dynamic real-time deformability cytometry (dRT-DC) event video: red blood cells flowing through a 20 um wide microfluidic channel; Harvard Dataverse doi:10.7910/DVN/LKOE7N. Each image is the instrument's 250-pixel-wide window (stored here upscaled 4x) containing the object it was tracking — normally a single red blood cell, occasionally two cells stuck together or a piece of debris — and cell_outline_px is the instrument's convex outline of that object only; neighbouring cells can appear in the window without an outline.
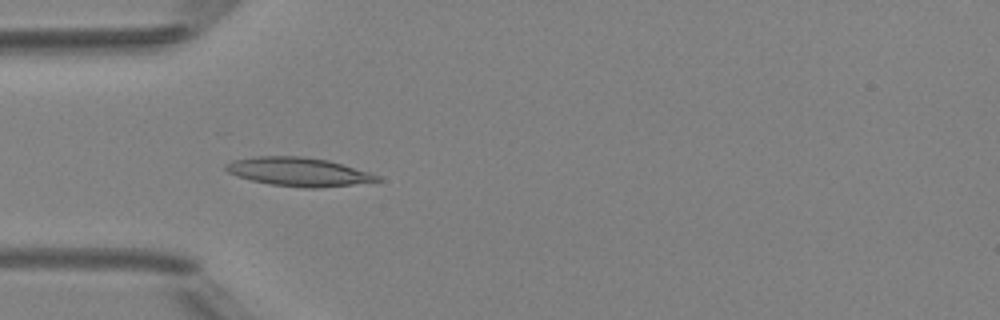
{"species": "Egyptian fruit bat (a non-hibernating species)", "species_latin": "Rousettus aegyptiacus", "temperature_condition": "room temperature", "stored_images_in_passage": 43, "camera_frame_rate_fps": 3000, "um_per_image_px": 0.085, "animal": {"sex": "female"}, "frame": {"image": 1, "passage_image": 9, "time_ms": 2.667, "image_size_px": [1000, 320], "cell_outline_px": [[380, 180], [352, 184], [316, 188], [304, 188], [272, 184], [252, 180], [236, 176], [228, 172], [224, 168], [224, 164], [232, 160], [256, 156], [304, 156], [328, 160], [368, 172], [380, 176]], "centroid_in_image_um": [25.31, 14.59], "position_along_channel_um": 59.7, "area_um2": 25.03}}
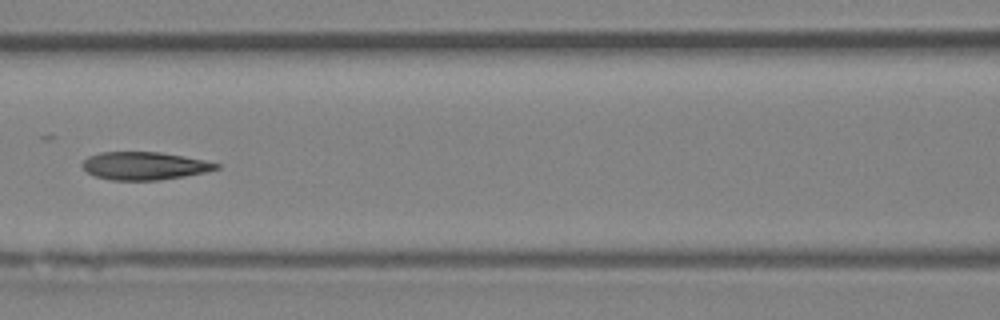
{"frame": {"image": 2, "passage_image": 16, "time_ms": 5.0, "image_size_px": [1000, 320], "cell_outline_px": [[220, 168], [204, 172], [184, 176], [160, 180], [112, 180], [96, 176], [88, 172], [80, 164], [88, 156], [100, 152], [160, 152], [184, 156], [204, 160], [220, 164]], "centroid_in_image_um": [12.27, 14.09], "position_along_channel_um": 154.3, "area_um2": 21.68}}
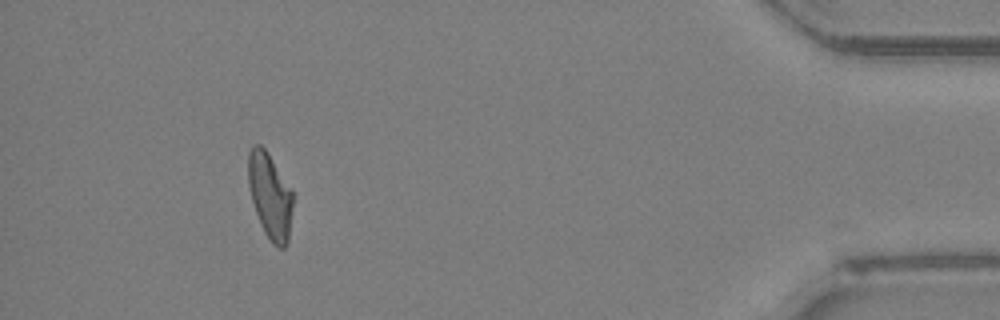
{"frame": {"image": 3, "passage_image": 39, "time_ms": 12.667, "image_size_px": [1000, 320], "cell_outline_px": [[292, 204], [288, 240], [284, 248], [280, 248], [272, 244], [264, 232], [260, 224], [252, 200], [248, 184], [248, 152], [252, 144], [260, 144], [268, 152], [292, 188]], "centroid_in_image_um": [22.94, 16.6], "position_along_channel_um": 412.3, "area_um2": 22.37}, "authors_computed_cell_mechanics": {"area_um2": 22.3686, "velocity_mm_per_s": 4.1956, "shape_relaxation_time_tau1_ms": 5.1205, "shape_relaxation_time_tau2_ms": 2.5768, "deformation_change_tau1": 0.1921, "deformation_change_tau2": 0.1091}}